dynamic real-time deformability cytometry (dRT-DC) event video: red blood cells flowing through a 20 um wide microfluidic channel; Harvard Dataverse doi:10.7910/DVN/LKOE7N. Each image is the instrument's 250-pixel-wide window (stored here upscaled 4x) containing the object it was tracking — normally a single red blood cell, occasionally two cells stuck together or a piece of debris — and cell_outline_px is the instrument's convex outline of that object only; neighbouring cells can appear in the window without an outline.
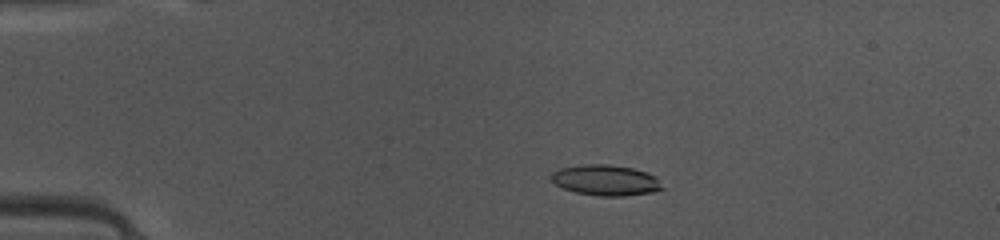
{"species": "common noctule bat (a hibernating species)", "species_latin": "Nyctalus noctula", "temperature_condition": "warm", "stored_images_in_passage": 49, "camera_frame_rate_fps": 3000, "um_per_image_px": 0.085, "animal": {"sex": "female", "body_mass_g": 10.0, "forearm_length_mm": 53.1}, "frame": {"image": 1, "passage_image": 11, "time_ms": 3.333, "image_size_px": [1000, 240], "cell_outline_px": [[664, 188], [652, 192], [624, 196], [600, 196], [576, 192], [564, 188], [556, 184], [552, 180], [552, 172], [560, 168], [584, 164], [608, 164], [632, 168], [648, 172], [656, 176]], "centroid_in_image_um": [51.51, 15.31], "position_along_channel_um": 33.5, "area_um2": 19.77}}
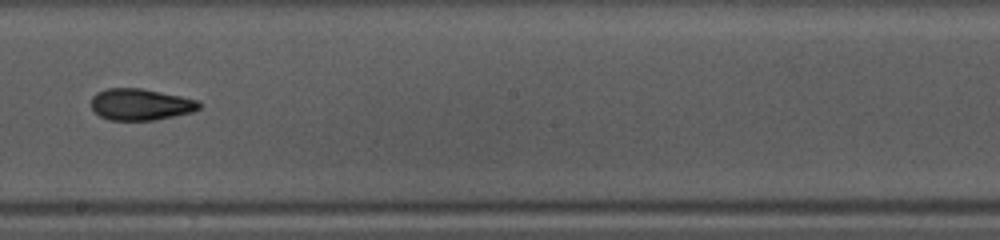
{"frame": {"image": 2, "passage_image": 29, "time_ms": 9.333, "image_size_px": [1000, 240], "cell_outline_px": [[200, 108], [192, 112], [156, 120], [108, 120], [100, 116], [92, 108], [92, 96], [96, 92], [108, 88], [140, 88], [180, 96], [196, 100], [200, 104]], "centroid_in_image_um": [11.92, 8.88], "position_along_channel_um": 236.3, "area_um2": 19.71}}
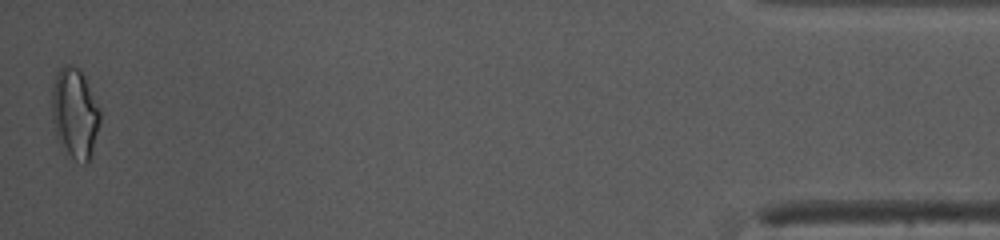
{"frame": {"image": 3, "passage_image": 49, "time_ms": 16.0, "image_size_px": [1000, 240], "cell_outline_px": [[100, 120], [92, 152], [88, 160], [84, 164], [76, 160], [68, 152], [56, 136], [52, 120], [52, 84], [60, 68], [64, 64], [68, 64], [80, 68], [100, 108]], "centroid_in_image_um": [6.36, 9.57], "position_along_channel_um": 428.8, "area_um2": 25.03}, "authors_computed_cell_mechanics": {"area_um2": 19.8254, "velocity_mm_per_s": 4.1287, "shape_relaxation_time_tau1_ms": 3.9878, "shape_relaxation_time_tau2_ms": 2.4165, "deformation_change_tau1": 0.1652, "deformation_change_tau2": 0.0991}}